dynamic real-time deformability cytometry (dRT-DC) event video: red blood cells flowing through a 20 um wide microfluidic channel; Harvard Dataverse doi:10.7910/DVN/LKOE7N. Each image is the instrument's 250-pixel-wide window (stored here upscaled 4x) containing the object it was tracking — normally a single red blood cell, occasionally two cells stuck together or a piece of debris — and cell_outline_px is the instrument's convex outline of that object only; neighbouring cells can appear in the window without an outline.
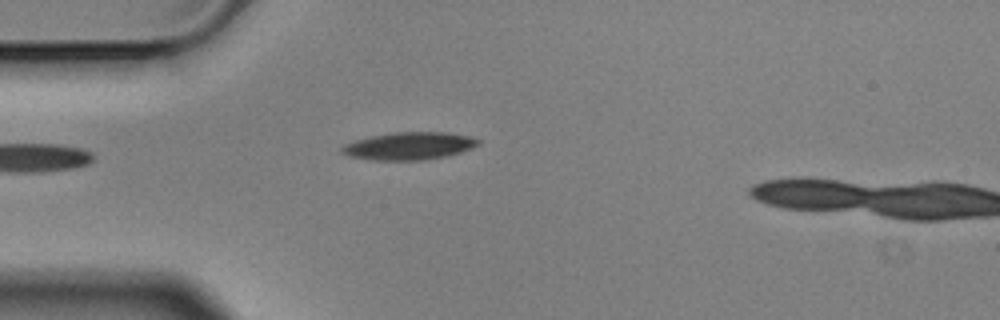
{"species": "Egyptian fruit bat (a non-hibernating species)", "species_latin": "Rousettus aegyptiacus", "temperature_condition": "cold", "stored_images_in_passage": 5, "camera_frame_rate_fps": 3000, "um_per_image_px": 0.085, "animal": {"sex": "male"}, "frame": {"image": 1, "passage_image": 4, "time_ms": 1.0, "image_size_px": [1000, 320], "cell_outline_px": [[480, 144], [472, 148], [448, 156], [428, 160], [368, 160], [348, 156], [340, 152], [340, 148], [344, 144], [356, 140], [372, 136], [392, 132], [448, 132], [472, 136], [480, 140]], "centroid_in_image_um": [34.79, 12.41], "position_along_channel_um": 50.2, "area_um2": 22.25}}